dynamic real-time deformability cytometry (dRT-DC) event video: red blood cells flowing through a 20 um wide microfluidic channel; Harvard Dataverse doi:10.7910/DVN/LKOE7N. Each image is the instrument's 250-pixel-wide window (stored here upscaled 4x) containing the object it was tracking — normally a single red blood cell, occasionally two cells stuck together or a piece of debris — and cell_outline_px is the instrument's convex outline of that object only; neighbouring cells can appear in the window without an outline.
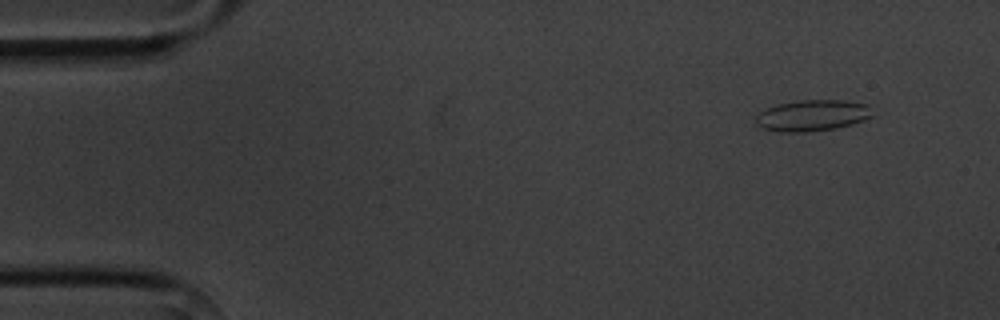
{"species": "common noctule bat (a hibernating species)", "species_latin": "Nyctalus noctula", "temperature_condition": "cold", "stored_images_in_passage": 5, "camera_frame_rate_fps": 3000, "um_per_image_px": 0.085, "animal": {"sex": "male", "body_mass_g": 20.1, "forearm_length_mm": 53.5}, "frame": {"image": 1, "passage_image": 2, "time_ms": 1.333, "image_size_px": [1000, 320], "cell_outline_px": [[872, 116], [864, 120], [852, 124], [836, 128], [804, 132], [780, 132], [764, 128], [756, 124], [756, 116], [760, 112], [776, 104], [800, 100], [844, 100], [868, 104]], "centroid_in_image_um": [69.05, 9.81], "position_along_channel_um": 16.0, "area_um2": 21.1}}
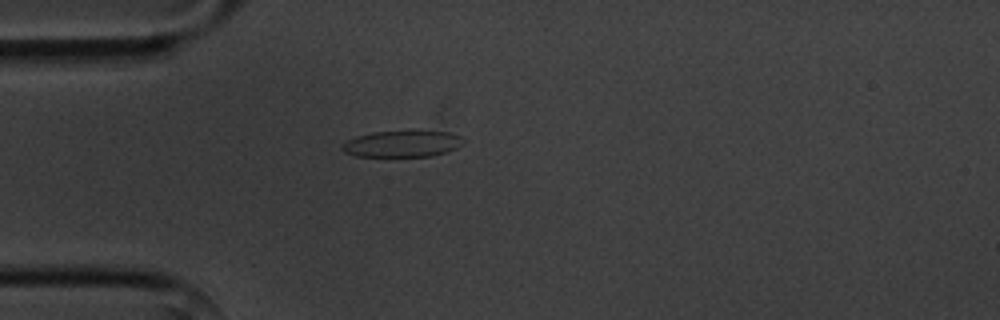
{"frame": {"image": 2, "passage_image": 5, "time_ms": 4.667, "image_size_px": [1000, 320], "cell_outline_px": [[464, 144], [448, 152], [432, 156], [356, 156], [344, 152], [340, 148], [348, 140], [356, 136], [372, 132], [448, 132], [460, 136], [464, 140]], "centroid_in_image_um": [34.2, 12.24], "position_along_channel_um": 50.8, "area_um2": 18.38}}